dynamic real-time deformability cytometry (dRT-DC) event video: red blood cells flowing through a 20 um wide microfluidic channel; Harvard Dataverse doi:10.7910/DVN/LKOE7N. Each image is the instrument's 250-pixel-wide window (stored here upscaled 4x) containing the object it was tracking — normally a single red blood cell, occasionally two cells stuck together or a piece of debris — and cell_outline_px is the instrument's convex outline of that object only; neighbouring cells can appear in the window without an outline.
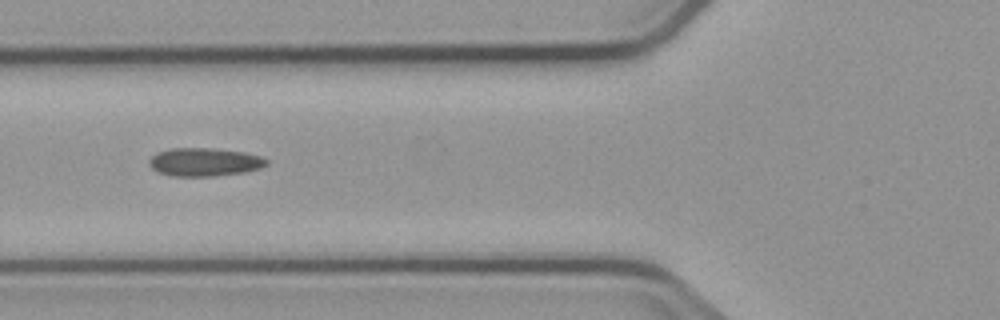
{"species": "common noctule bat (a hibernating species)", "species_latin": "Nyctalus noctula", "temperature_condition": "cold", "stored_images_in_passage": 8, "camera_frame_rate_fps": 3000, "um_per_image_px": 0.085, "animal": {"sex": "male", "body_mass_g": 23.1, "forearm_length_mm": 52.7}, "frame": {"image": 1, "passage_image": 6, "time_ms": 7.667, "image_size_px": [1000, 320], "cell_outline_px": [[268, 164], [260, 168], [248, 172], [216, 176], [172, 176], [156, 172], [148, 164], [148, 160], [156, 152], [172, 148], [212, 148], [244, 152], [260, 156], [268, 160]], "centroid_in_image_um": [17.37, 13.78], "position_along_channel_um": 108.4, "area_um2": 19.59}}
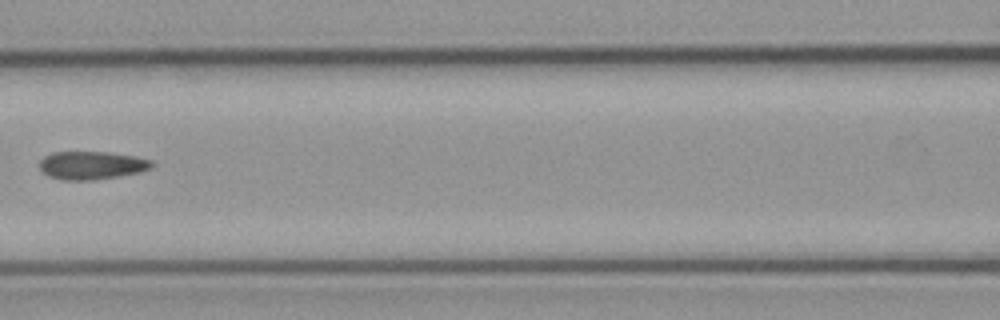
{"frame": {"image": 2, "passage_image": 7, "time_ms": 9.0, "image_size_px": [1000, 320], "cell_outline_px": [[152, 168], [140, 172], [92, 180], [60, 180], [48, 176], [40, 168], [40, 160], [44, 156], [52, 152], [108, 152], [132, 156], [152, 160]], "centroid_in_image_um": [7.76, 14.05], "position_along_channel_um": 158.8, "area_um2": 18.26}}
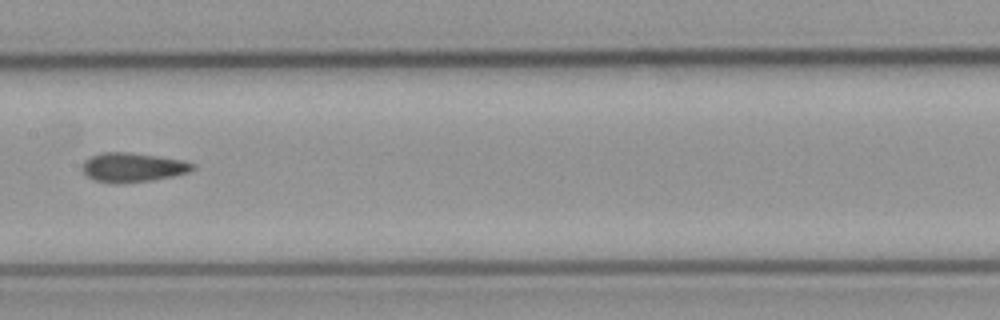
{"frame": {"image": 3, "passage_image": 8, "time_ms": 10.0, "image_size_px": [1000, 320], "cell_outline_px": [[196, 168], [188, 172], [172, 176], [152, 180], [116, 184], [96, 180], [88, 176], [84, 172], [84, 160], [92, 156], [104, 152], [128, 152], [160, 156], [184, 160], [196, 164]], "centroid_in_image_um": [11.34, 14.22], "position_along_channel_um": 196.1, "area_um2": 18.73}}